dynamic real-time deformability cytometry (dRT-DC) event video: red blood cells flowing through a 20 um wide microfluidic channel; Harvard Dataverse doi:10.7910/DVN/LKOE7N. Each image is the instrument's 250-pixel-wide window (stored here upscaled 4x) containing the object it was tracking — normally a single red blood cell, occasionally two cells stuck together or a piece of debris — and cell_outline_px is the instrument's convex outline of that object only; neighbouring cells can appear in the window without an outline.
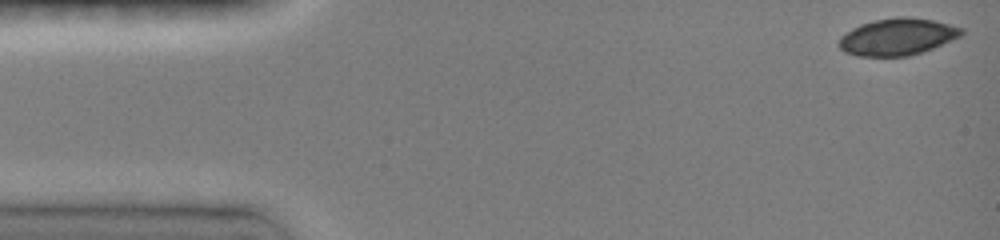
{"species": "common noctule bat (a hibernating species)", "species_latin": "Nyctalus noctula", "temperature_condition": "room temperature", "stored_images_in_passage": 11, "camera_frame_rate_fps": 3000, "um_per_image_px": 0.085, "animal": {"sex": "female", "body_mass_g": 19.0, "forearm_length_mm": 51.5}, "frame": {"image": 1, "passage_image": 1, "time_ms": 0.0, "image_size_px": [1000, 240], "cell_outline_px": [[964, 32], [960, 36], [932, 48], [908, 56], [856, 56], [844, 52], [836, 44], [840, 36], [852, 28], [860, 24], [876, 20], [896, 16], [908, 16], [932, 20], [964, 28]], "centroid_in_image_um": [76.23, 3.12], "position_along_channel_um": 8.8, "area_um2": 26.36}}